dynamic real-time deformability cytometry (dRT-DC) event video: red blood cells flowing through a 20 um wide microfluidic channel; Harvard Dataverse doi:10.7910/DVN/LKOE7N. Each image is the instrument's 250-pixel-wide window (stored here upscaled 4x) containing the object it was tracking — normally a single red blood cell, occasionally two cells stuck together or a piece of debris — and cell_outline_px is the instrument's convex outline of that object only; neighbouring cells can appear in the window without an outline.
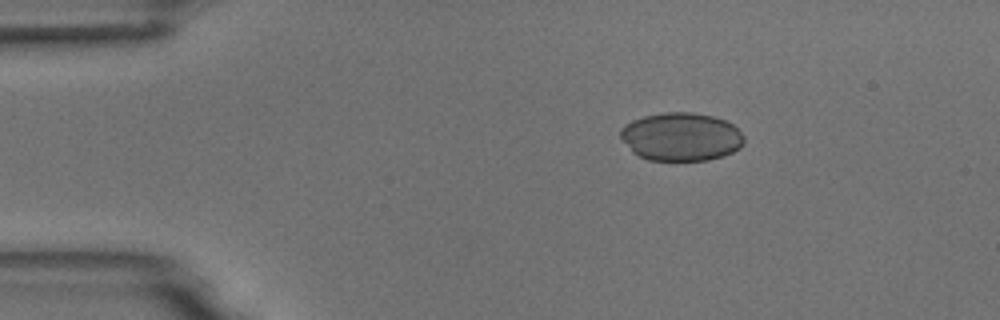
{"species": "common noctule bat (a hibernating species)", "species_latin": "Nyctalus noctula", "temperature_condition": "room temperature", "stored_images_in_passage": 4, "segment_of_instrument_passage": [1, 2], "camera_frame_rate_fps": 3000, "um_per_image_px": 0.085, "animal": {"sex": "male", "body_mass_g": 18.8}, "frame": {"image": 1, "passage_image": 1, "time_ms": 0.0, "image_size_px": [1000, 320], "cell_outline_px": [[744, 144], [740, 148], [724, 156], [708, 160], [648, 160], [632, 152], [620, 136], [620, 128], [624, 124], [632, 120], [644, 116], [664, 112], [692, 112], [712, 116], [724, 120], [732, 124], [744, 136]], "centroid_in_image_um": [57.89, 11.62], "position_along_channel_um": 27.1, "area_um2": 34.85}}